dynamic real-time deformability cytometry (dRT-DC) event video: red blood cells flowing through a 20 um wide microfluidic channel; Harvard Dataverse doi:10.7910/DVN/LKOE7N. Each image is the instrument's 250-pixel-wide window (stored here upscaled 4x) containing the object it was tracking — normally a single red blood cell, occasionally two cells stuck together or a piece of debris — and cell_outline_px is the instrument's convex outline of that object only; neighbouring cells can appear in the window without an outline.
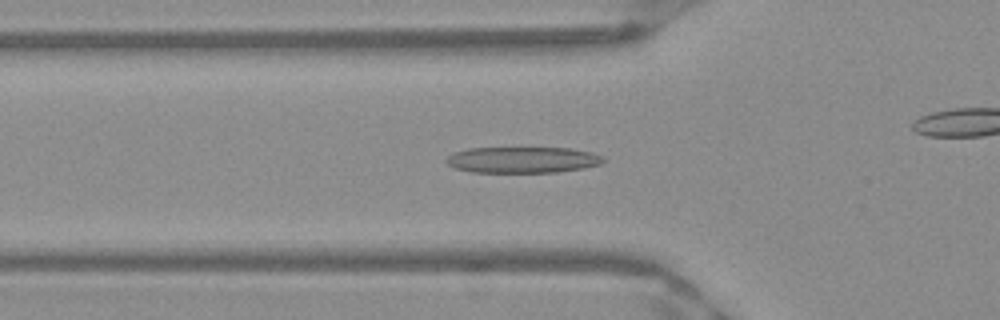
{"species": "Egyptian fruit bat (a non-hibernating species)", "species_latin": "Rousettus aegyptiacus", "temperature_condition": "warm", "stored_images_in_passage": 50, "camera_frame_rate_fps": 3000, "um_per_image_px": 0.085, "frame": {"image": 1, "passage_image": 16, "time_ms": 5.0, "image_size_px": [1000, 320], "cell_outline_px": [[604, 160], [600, 164], [584, 168], [556, 172], [472, 172], [456, 168], [448, 164], [444, 160], [452, 152], [468, 148], [572, 148], [592, 152], [600, 156]], "centroid_in_image_um": [44.39, 13.58], "position_along_channel_um": 81.4, "area_um2": 23.87}}
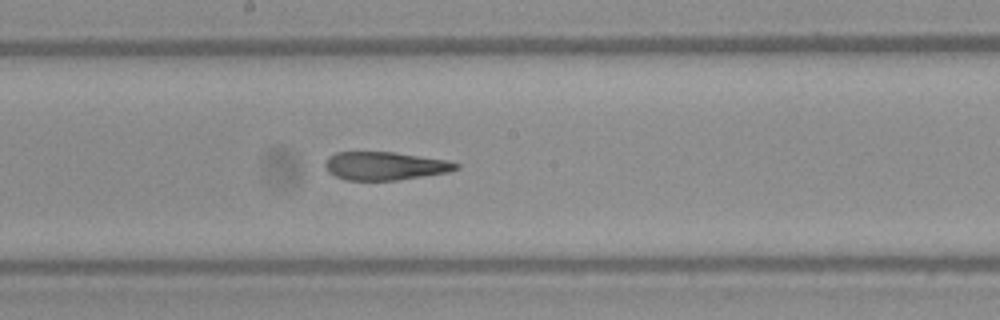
{"frame": {"image": 2, "passage_image": 26, "time_ms": 8.333, "image_size_px": [1000, 320], "cell_outline_px": [[460, 168], [448, 172], [424, 176], [396, 180], [344, 180], [328, 172], [324, 164], [328, 156], [336, 152], [392, 152], [448, 160], [460, 164]], "centroid_in_image_um": [32.72, 14.1], "position_along_channel_um": 215.5, "area_um2": 21.56}}
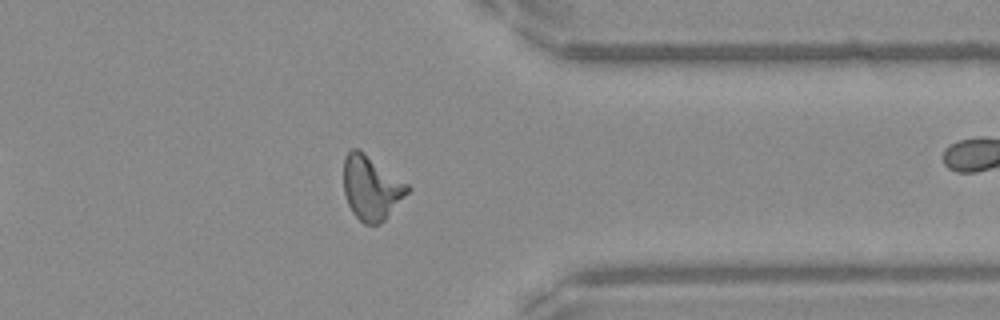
{"frame": {"image": 3, "passage_image": 39, "time_ms": 12.667, "image_size_px": [1000, 320], "cell_outline_px": [[412, 188], [384, 220], [376, 224], [364, 224], [352, 212], [348, 204], [344, 192], [344, 156], [352, 148], [360, 148], [408, 184]], "centroid_in_image_um": [31.55, 15.93], "position_along_channel_um": 379.9, "area_um2": 23.87}, "authors_computed_cell_mechanics": {"area_um2": 23.2067, "velocity_mm_per_s": 3.9874, "shape_relaxation_time_tau1_ms": 9.1635, "shape_relaxation_time_tau2_ms": 1.7864, "deformation_change_tau1": 0.2959, "deformation_change_tau2": 0.1258}}